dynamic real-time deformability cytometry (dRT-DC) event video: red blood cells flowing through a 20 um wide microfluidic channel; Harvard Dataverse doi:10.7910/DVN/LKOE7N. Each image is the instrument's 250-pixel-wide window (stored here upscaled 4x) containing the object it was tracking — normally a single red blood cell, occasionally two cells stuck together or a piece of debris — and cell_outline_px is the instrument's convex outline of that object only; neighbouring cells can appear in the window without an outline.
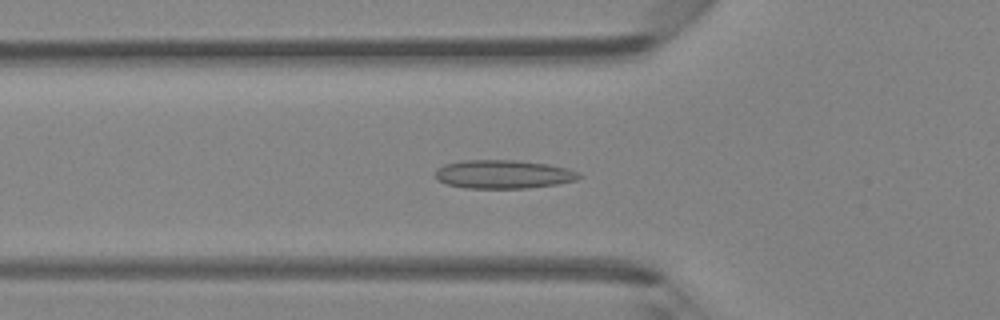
{"species": "Egyptian fruit bat (a non-hibernating species)", "species_latin": "Rousettus aegyptiacus", "temperature_condition": "room temperature", "stored_images_in_passage": 46, "camera_frame_rate_fps": 3000, "um_per_image_px": 0.085, "animal": {"sex": "female"}, "frame": {"image": 1, "passage_image": 16, "time_ms": 5.0, "image_size_px": [1000, 320], "cell_outline_px": [[584, 176], [576, 180], [556, 184], [528, 188], [464, 188], [448, 184], [440, 180], [436, 176], [436, 168], [444, 164], [460, 160], [516, 160], [548, 164], [568, 168], [580, 172]], "centroid_in_image_um": [42.82, 14.8], "position_along_channel_um": 83.0, "area_um2": 24.04}}
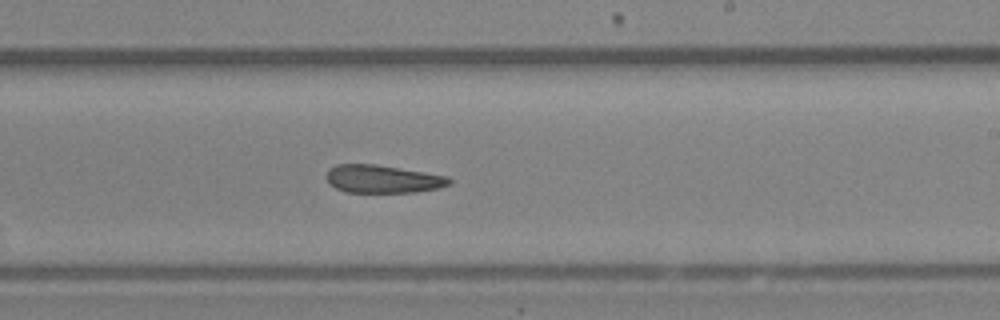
{"frame": {"image": 2, "passage_image": 28, "time_ms": 9.0, "image_size_px": [1000, 320], "cell_outline_px": [[452, 184], [436, 188], [416, 192], [348, 192], [336, 188], [328, 184], [324, 176], [328, 168], [336, 164], [376, 164], [448, 176], [452, 180]], "centroid_in_image_um": [32.48, 15.21], "position_along_channel_um": 256.5, "area_um2": 20.17}}
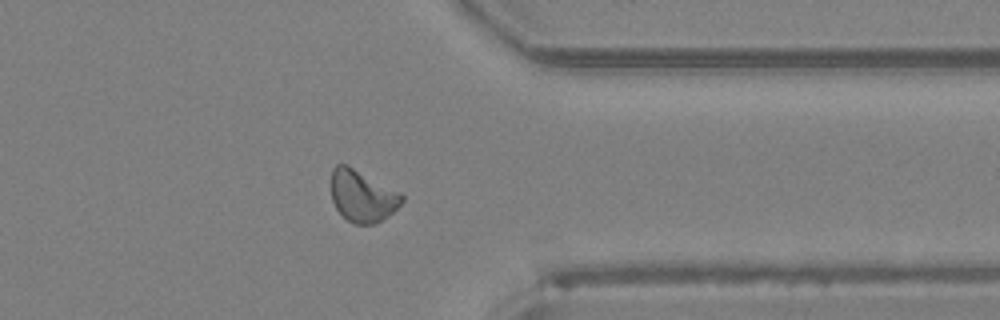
{"frame": {"image": 3, "passage_image": 37, "time_ms": 12.0, "image_size_px": [1000, 320], "cell_outline_px": [[404, 200], [388, 216], [372, 224], [356, 224], [348, 220], [336, 208], [332, 200], [332, 168], [336, 164], [348, 164], [400, 192], [404, 196]], "centroid_in_image_um": [30.8, 16.63], "position_along_channel_um": 380.6, "area_um2": 21.15}}